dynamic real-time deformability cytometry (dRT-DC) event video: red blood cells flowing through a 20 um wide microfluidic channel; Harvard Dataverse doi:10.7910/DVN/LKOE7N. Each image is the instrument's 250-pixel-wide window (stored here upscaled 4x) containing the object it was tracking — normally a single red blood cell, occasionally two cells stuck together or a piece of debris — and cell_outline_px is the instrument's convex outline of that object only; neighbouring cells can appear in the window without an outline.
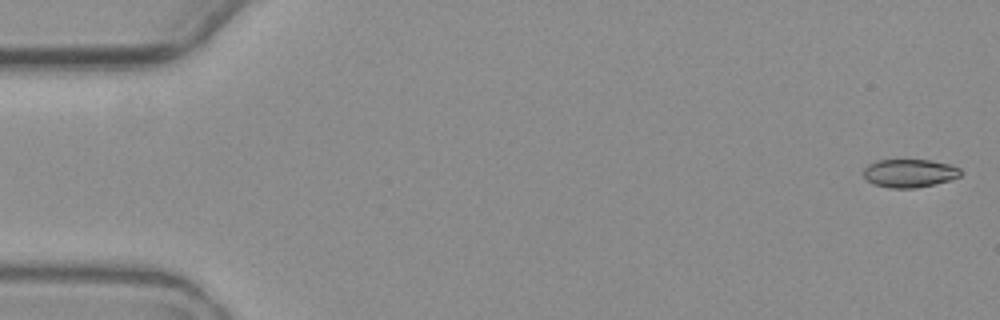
{"species": "common noctule bat (a hibernating species)", "species_latin": "Nyctalus noctula", "temperature_condition": "warm", "stored_images_in_passage": 7, "camera_frame_rate_fps": 3000, "um_per_image_px": 0.085, "animal": {"sex": "female", "body_mass_g": 19.3, "forearm_length_mm": 54.1}, "frame": {"image": 1, "passage_image": 1, "time_ms": 0.0, "image_size_px": [1000, 320], "cell_outline_px": [[960, 176], [936, 184], [916, 188], [892, 188], [872, 184], [864, 176], [864, 168], [868, 164], [876, 160], [928, 160], [948, 164], [960, 168]], "centroid_in_image_um": [77.28, 14.72], "position_along_channel_um": 7.7, "area_um2": 15.9}}
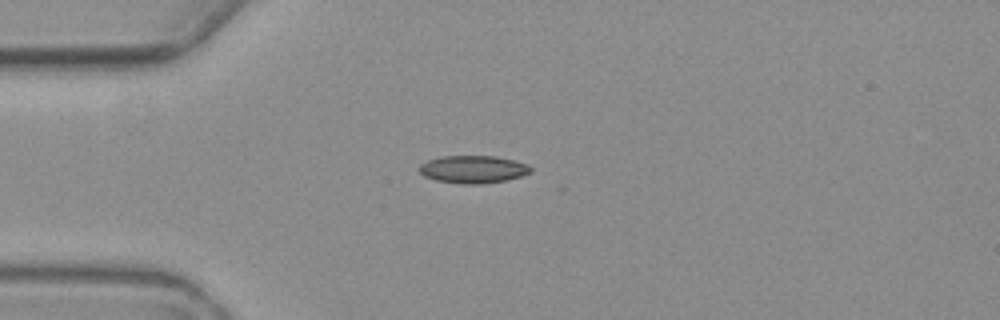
{"frame": {"image": 2, "passage_image": 5, "time_ms": 4.667, "image_size_px": [1000, 320], "cell_outline_px": [[532, 172], [520, 176], [504, 180], [480, 184], [460, 184], [436, 180], [424, 176], [420, 172], [420, 164], [428, 160], [440, 156], [496, 156], [528, 164], [532, 168]], "centroid_in_image_um": [40.21, 14.39], "position_along_channel_um": 44.8, "area_um2": 17.86}}
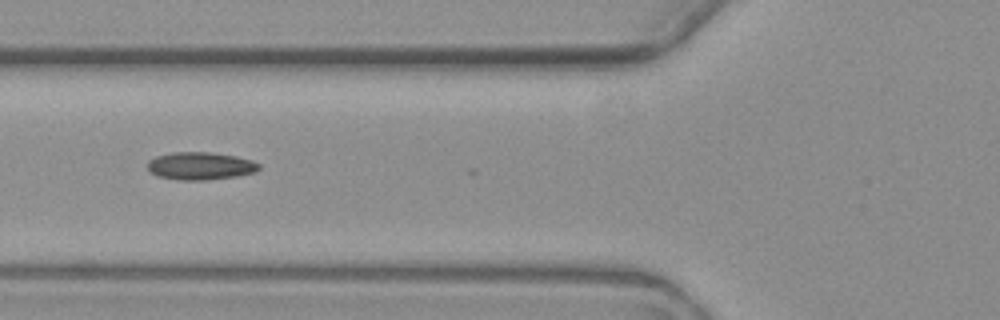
{"frame": {"image": 3, "passage_image": 7, "time_ms": 7.0, "image_size_px": [1000, 320], "cell_outline_px": [[260, 168], [256, 172], [240, 176], [204, 180], [180, 180], [156, 176], [148, 168], [148, 160], [156, 156], [172, 152], [212, 152], [236, 156], [252, 160], [260, 164]], "centroid_in_image_um": [17.06, 14.1], "position_along_channel_um": 108.7, "area_um2": 18.15}}